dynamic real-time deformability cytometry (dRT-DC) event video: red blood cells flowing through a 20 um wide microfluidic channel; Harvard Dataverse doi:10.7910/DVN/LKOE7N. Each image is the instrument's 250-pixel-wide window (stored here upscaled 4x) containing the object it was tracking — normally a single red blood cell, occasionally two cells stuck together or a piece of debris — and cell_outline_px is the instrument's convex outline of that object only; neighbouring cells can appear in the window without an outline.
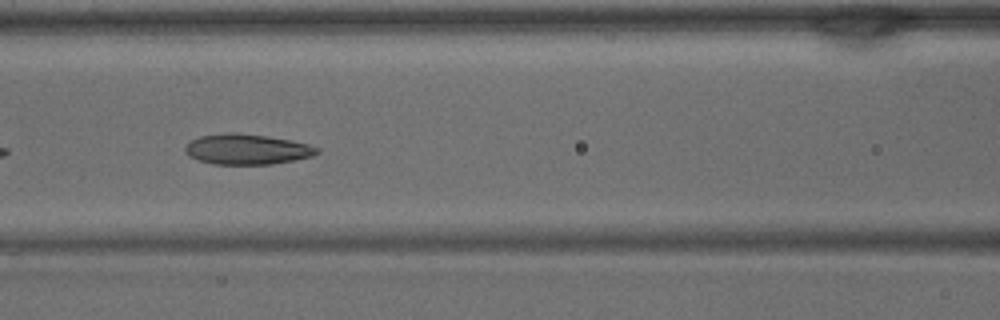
{"species": "common noctule bat (a hibernating species)", "species_latin": "Nyctalus noctula", "temperature_condition": "warm", "stored_images_in_passage": 17, "camera_frame_rate_fps": 3000, "um_per_image_px": 0.085, "animal": {"sex": "male", "body_mass_g": 15.6}, "frame": {"image": 1, "passage_image": 6, "time_ms": 1.667, "image_size_px": [1000, 320], "cell_outline_px": [[320, 152], [312, 156], [272, 164], [212, 164], [188, 156], [184, 152], [184, 148], [192, 140], [200, 136], [232, 132], [236, 132], [268, 136], [292, 140], [308, 144], [320, 148]], "centroid_in_image_um": [21.0, 12.68], "position_along_channel_um": 145.6, "area_um2": 23.35}}
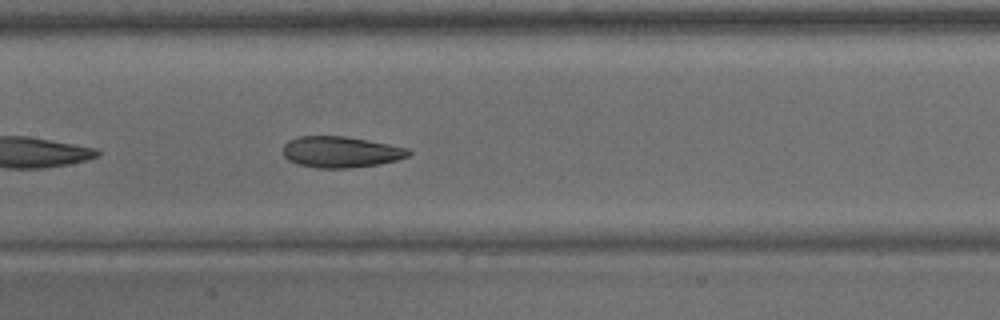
{"frame": {"image": 2, "passage_image": 8, "time_ms": 2.333, "image_size_px": [1000, 320], "cell_outline_px": [[412, 152], [408, 156], [396, 160], [376, 164], [348, 168], [316, 168], [296, 164], [288, 160], [284, 156], [284, 144], [288, 140], [300, 136], [344, 136], [368, 140], [408, 148]], "centroid_in_image_um": [28.94, 12.91], "position_along_channel_um": 178.5, "area_um2": 22.72}}